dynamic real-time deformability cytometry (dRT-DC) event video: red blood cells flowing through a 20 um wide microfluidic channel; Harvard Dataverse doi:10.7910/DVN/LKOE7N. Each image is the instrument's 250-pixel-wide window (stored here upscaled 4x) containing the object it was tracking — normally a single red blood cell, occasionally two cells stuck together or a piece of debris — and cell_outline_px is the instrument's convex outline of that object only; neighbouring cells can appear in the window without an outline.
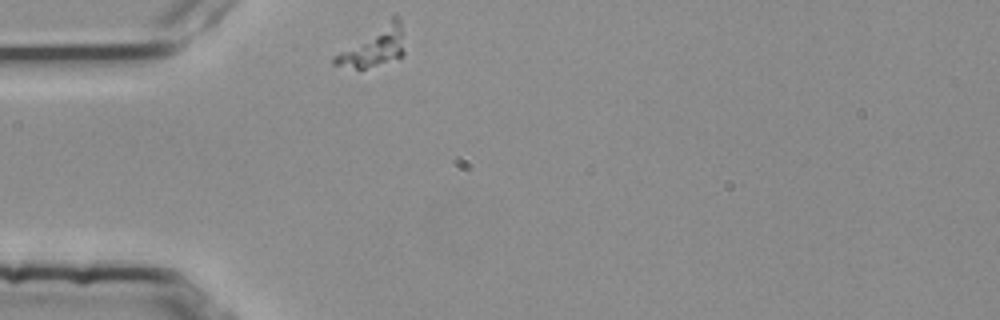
{"species": "common noctule bat (a hibernating species)", "species_latin": "Nyctalus noctula", "temperature_condition": "room temperature", "stored_images_in_passage": 44, "camera_frame_rate_fps": 3000, "um_per_image_px": 0.085, "animal": {"sex": "female", "body_mass_g": 25.1}, "frame": {"image": 1, "passage_image": 1, "time_ms": 0.0, "image_size_px": [1000, 320], "cell_outline_px": [[404, 56], [364, 68], [356, 68], [332, 64], [332, 56], [392, 16], [396, 16], [400, 20], [404, 52]], "centroid_in_image_um": [31.75, 3.96], "position_along_channel_um": 53.2, "area_um2": 15.66}}
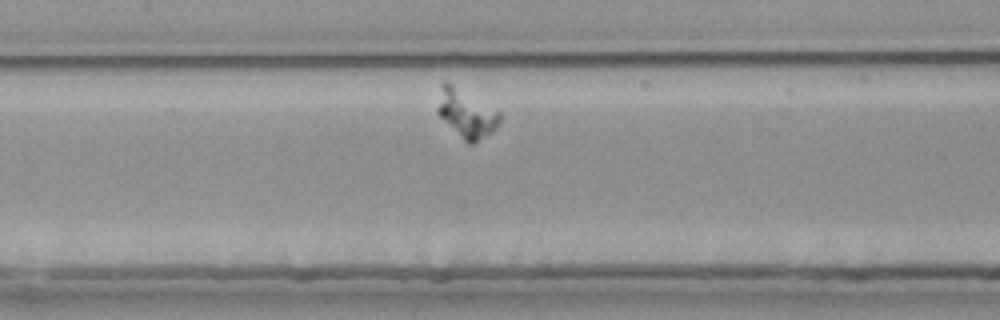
{"frame": {"image": 2, "passage_image": 12, "time_ms": 3.667, "image_size_px": [1000, 320], "cell_outline_px": [[500, 120], [492, 132], [472, 144], [468, 144], [436, 112], [436, 108], [440, 84], [444, 80], [448, 80], [500, 112]], "centroid_in_image_um": [39.59, 9.59], "position_along_channel_um": 167.8, "area_um2": 17.46}}
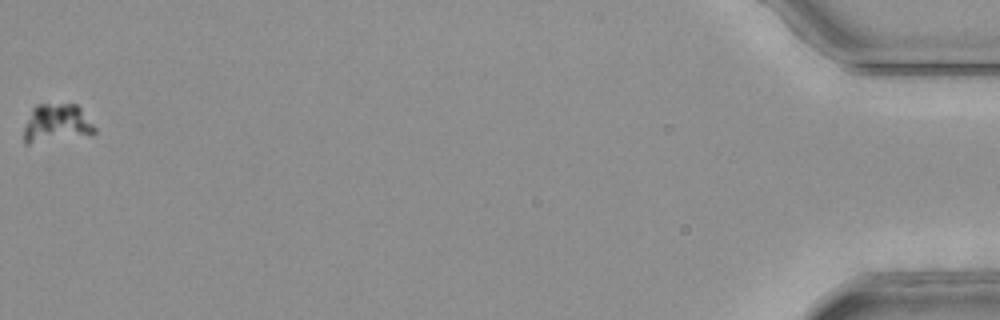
{"frame": {"image": 3, "passage_image": 44, "time_ms": 14.333, "image_size_px": [1000, 320], "cell_outline_px": [[96, 132], [28, 144], [24, 144], [24, 128], [32, 108], [36, 104], [76, 104], [80, 108], [96, 128]], "centroid_in_image_um": [4.76, 10.45], "position_along_channel_um": 430.4, "area_um2": 15.32}}